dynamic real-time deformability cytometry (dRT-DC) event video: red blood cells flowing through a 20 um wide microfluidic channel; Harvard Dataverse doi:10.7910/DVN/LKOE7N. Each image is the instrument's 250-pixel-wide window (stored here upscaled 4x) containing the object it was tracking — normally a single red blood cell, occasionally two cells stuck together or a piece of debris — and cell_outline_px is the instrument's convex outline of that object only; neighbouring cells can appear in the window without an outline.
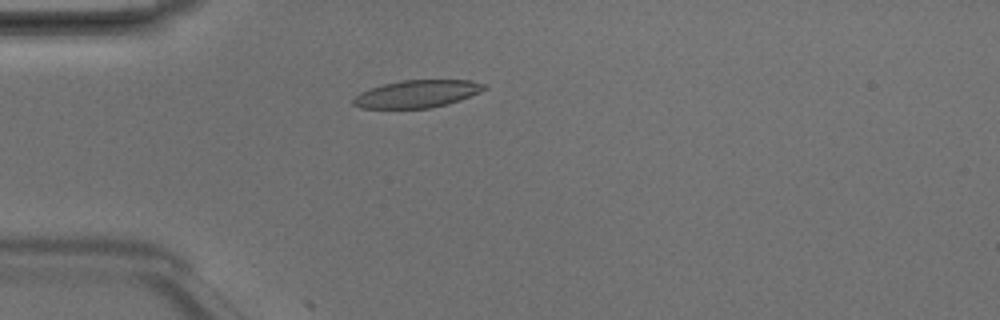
{"species": "Egyptian fruit bat (a non-hibernating species)", "species_latin": "Rousettus aegyptiacus", "temperature_condition": "room temperature", "stored_images_in_passage": 4, "camera_frame_rate_fps": 3000, "um_per_image_px": 0.085, "animal": {"sex": "male"}, "frame": {"image": 1, "passage_image": 4, "time_ms": 1.0, "image_size_px": [1000, 320], "cell_outline_px": [[488, 88], [480, 92], [460, 100], [448, 104], [432, 108], [360, 108], [352, 104], [352, 100], [360, 92], [384, 84], [400, 80], [472, 80], [488, 84]], "centroid_in_image_um": [35.5, 7.97], "position_along_channel_um": 49.5, "area_um2": 21.1}}